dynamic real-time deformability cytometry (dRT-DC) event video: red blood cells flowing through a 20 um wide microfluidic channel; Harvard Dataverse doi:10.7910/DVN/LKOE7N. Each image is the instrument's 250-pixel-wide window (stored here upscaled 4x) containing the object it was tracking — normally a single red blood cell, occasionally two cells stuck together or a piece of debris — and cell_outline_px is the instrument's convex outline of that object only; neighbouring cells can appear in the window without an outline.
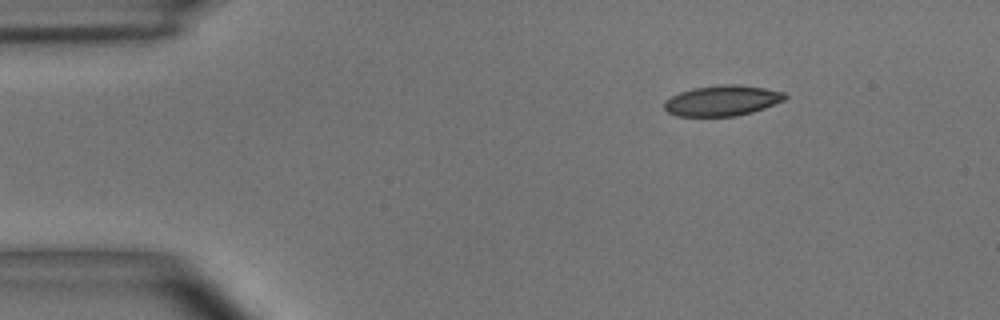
{"species": "common noctule bat (a hibernating species)", "species_latin": "Nyctalus noctula", "temperature_condition": "room temperature", "stored_images_in_passage": 47, "camera_frame_rate_fps": 3000, "um_per_image_px": 0.085, "animal": {"sex": "male", "body_mass_g": 15.6}, "frame": {"image": 1, "passage_image": 1, "time_ms": 0.0, "image_size_px": [1000, 320], "cell_outline_px": [[788, 96], [784, 100], [764, 108], [752, 112], [736, 116], [676, 116], [668, 112], [664, 108], [664, 100], [680, 92], [692, 88], [724, 84], [736, 84], [764, 88], [784, 92]], "centroid_in_image_um": [61.37, 8.55], "position_along_channel_um": 23.6, "area_um2": 21.44}}
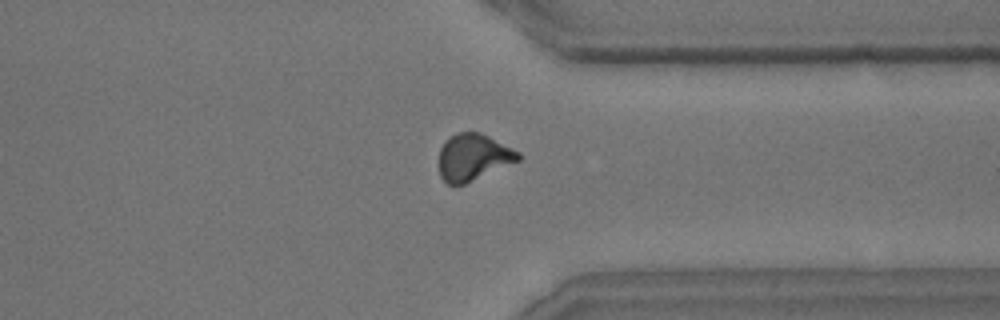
{"frame": {"image": 2, "passage_image": 35, "time_ms": 11.333, "image_size_px": [1000, 320], "cell_outline_px": [[520, 160], [464, 184], [448, 184], [440, 176], [440, 148], [452, 136], [460, 132], [480, 132], [520, 152]], "centroid_in_image_um": [40.24, 13.36], "position_along_channel_um": 371.2, "area_um2": 21.1}}
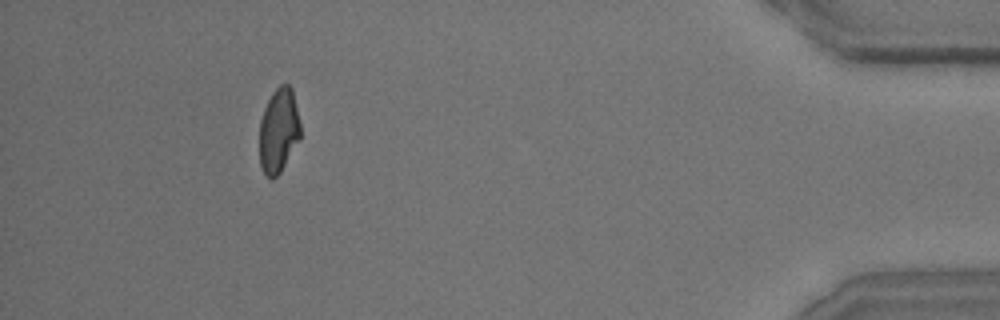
{"frame": {"image": 3, "passage_image": 43, "time_ms": 14.0, "image_size_px": [1000, 320], "cell_outline_px": [[300, 140], [280, 172], [272, 180], [264, 172], [260, 164], [260, 120], [264, 108], [272, 92], [280, 84], [288, 84], [292, 88], [300, 124]], "centroid_in_image_um": [23.69, 11.08], "position_along_channel_um": 411.5, "area_um2": 20.11}, "authors_computed_cell_mechanics": {"area_um2": 21.5016, "velocity_mm_per_s": 3.6805, "shape_relaxation_time_tau1_ms": 6.1696, "shape_relaxation_time_tau2_ms": 2.1156, "deformation_change_tau1": 0.168, "deformation_change_tau2": 0.0705}}